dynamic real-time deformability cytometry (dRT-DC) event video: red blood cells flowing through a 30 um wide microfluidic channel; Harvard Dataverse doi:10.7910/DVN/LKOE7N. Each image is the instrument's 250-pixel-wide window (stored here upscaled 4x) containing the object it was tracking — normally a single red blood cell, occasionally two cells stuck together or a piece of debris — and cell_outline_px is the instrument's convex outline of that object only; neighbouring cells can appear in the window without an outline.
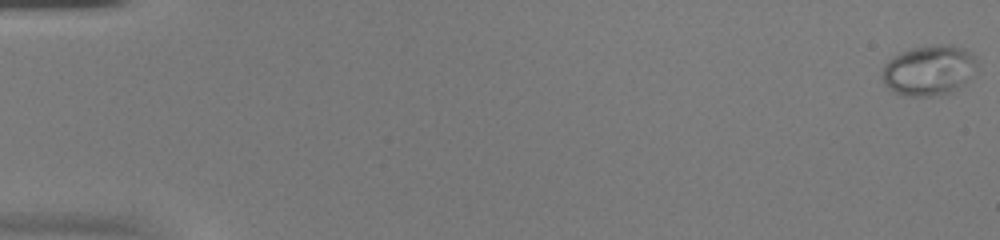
{"species": "common noctule bat (a hibernating species)", "species_latin": "Nyctalus noctula", "temperature_condition": "warm", "stored_images_in_passage": 54, "camera_frame_rate_fps": 3000, "um_per_image_px": 0.085, "animal": {"sex": "female", "body_mass_g": 20.0, "forearm_length_mm": 54.0}, "frame": {"image": 1, "passage_image": 1, "time_ms": 0.0, "image_size_px": [1000, 240], "cell_outline_px": [[980, 64], [972, 76], [968, 80], [956, 88], [940, 96], [908, 96], [892, 92], [884, 84], [880, 72], [884, 64], [888, 60], [900, 52], [912, 48], [944, 44], [952, 44], [964, 48], [972, 52], [976, 56]], "centroid_in_image_um": [78.98, 5.97], "position_along_channel_um": 6.0, "area_um2": 28.32}}
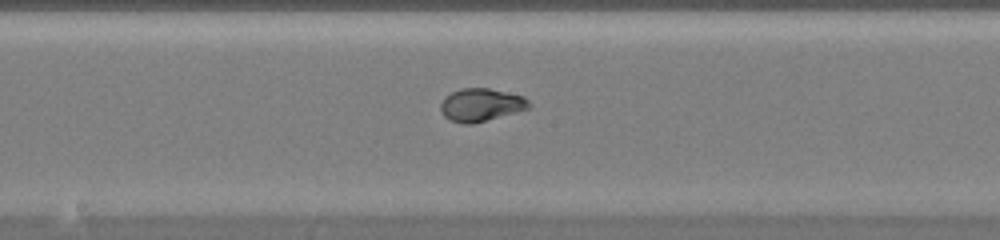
{"frame": {"image": 2, "passage_image": 30, "time_ms": 9.667, "image_size_px": [1000, 240], "cell_outline_px": [[532, 108], [472, 124], [464, 124], [448, 120], [440, 112], [440, 104], [444, 96], [460, 88], [488, 88], [524, 96], [532, 104]], "centroid_in_image_um": [40.88, 8.92], "position_along_channel_um": 207.3, "area_um2": 17.22}}
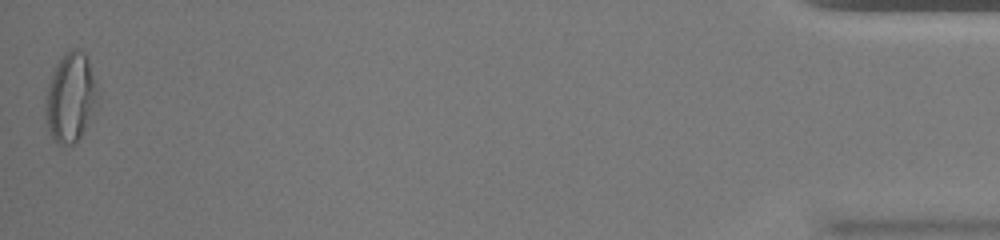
{"frame": {"image": 3, "passage_image": 54, "time_ms": 17.667, "image_size_px": [1000, 240], "cell_outline_px": [[96, 92], [84, 132], [72, 144], [60, 144], [52, 136], [48, 128], [44, 116], [48, 84], [52, 72], [60, 56], [72, 48], [84, 52], [88, 60]], "centroid_in_image_um": [5.91, 8.25], "position_along_channel_um": 429.3, "area_um2": 25.89}, "authors_computed_cell_mechanics": {"area_um2": 18.3226, "velocity_mm_per_s": 3.8932, "shape_relaxation_time_tau1_ms": 8.1473, "shape_relaxation_time_tau2_ms": null, "deformation_change_tau1": 0.3177, "deformation_change_tau2": null}}